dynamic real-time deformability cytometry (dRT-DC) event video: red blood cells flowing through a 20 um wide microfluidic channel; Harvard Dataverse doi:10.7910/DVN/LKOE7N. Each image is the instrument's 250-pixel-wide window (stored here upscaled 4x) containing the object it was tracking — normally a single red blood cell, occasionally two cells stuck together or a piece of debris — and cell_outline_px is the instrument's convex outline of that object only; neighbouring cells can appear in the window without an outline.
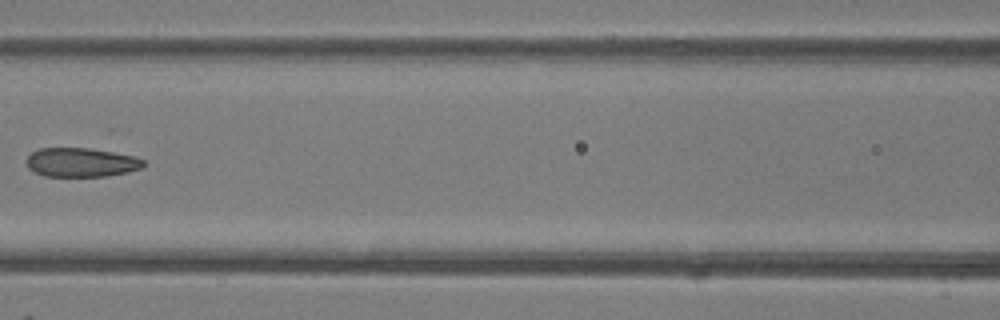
{"species": "common noctule bat (a hibernating species)", "species_latin": "Nyctalus noctula", "temperature_condition": "room temperature", "stored_images_in_passage": 8, "camera_frame_rate_fps": 3000, "um_per_image_px": 0.085, "animal": {"sex": "female"}, "frame": {"image": 1, "passage_image": 7, "time_ms": 7.0, "image_size_px": [1000, 320], "cell_outline_px": [[144, 168], [128, 172], [108, 176], [44, 176], [28, 168], [28, 156], [32, 152], [40, 148], [88, 148], [136, 156], [144, 160]], "centroid_in_image_um": [6.95, 13.8], "position_along_channel_um": 159.7, "area_um2": 19.77}}
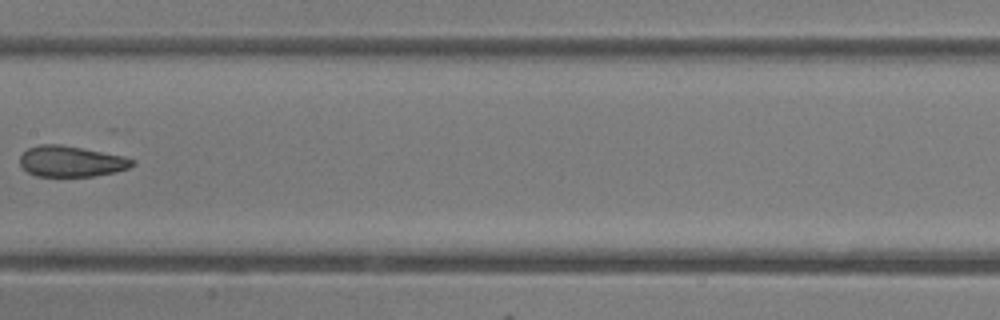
{"frame": {"image": 2, "passage_image": 8, "time_ms": 8.0, "image_size_px": [1000, 320], "cell_outline_px": [[136, 164], [128, 168], [116, 172], [92, 176], [36, 176], [28, 172], [20, 164], [20, 156], [28, 148], [40, 144], [60, 144], [124, 156], [132, 160]], "centroid_in_image_um": [6.04, 13.71], "position_along_channel_um": 201.4, "area_um2": 20.06}}